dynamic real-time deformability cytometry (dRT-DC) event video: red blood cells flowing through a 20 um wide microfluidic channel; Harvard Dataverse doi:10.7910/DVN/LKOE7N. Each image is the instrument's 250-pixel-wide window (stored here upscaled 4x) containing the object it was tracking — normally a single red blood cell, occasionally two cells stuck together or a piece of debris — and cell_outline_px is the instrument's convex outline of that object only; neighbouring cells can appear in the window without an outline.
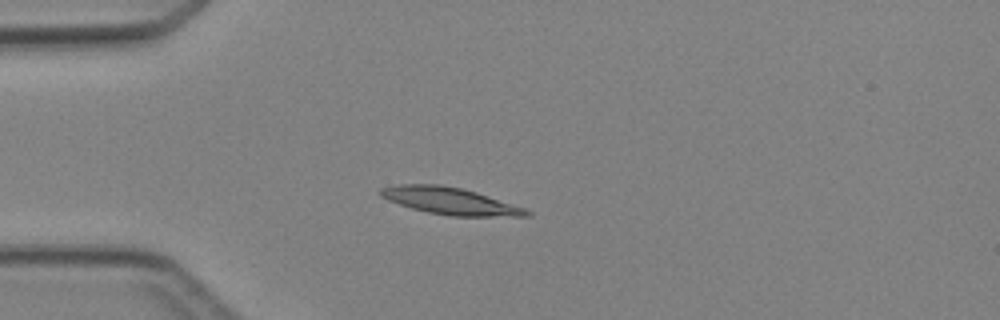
{"species": "Egyptian fruit bat (a non-hibernating species)", "species_latin": "Rousettus aegyptiacus", "temperature_condition": "cold", "stored_images_in_passage": 3, "camera_frame_rate_fps": 3000, "um_per_image_px": 0.085, "animal": {"sex": "female"}, "frame": {"image": 1, "passage_image": 3, "time_ms": 3.0, "image_size_px": [1000, 320], "cell_outline_px": [[532, 216], [448, 216], [428, 212], [412, 208], [388, 200], [380, 196], [376, 192], [380, 188], [396, 184], [440, 184], [460, 188], [476, 192], [524, 208], [532, 212]], "centroid_in_image_um": [38.21, 17.07], "position_along_channel_um": 46.8, "area_um2": 22.89}}